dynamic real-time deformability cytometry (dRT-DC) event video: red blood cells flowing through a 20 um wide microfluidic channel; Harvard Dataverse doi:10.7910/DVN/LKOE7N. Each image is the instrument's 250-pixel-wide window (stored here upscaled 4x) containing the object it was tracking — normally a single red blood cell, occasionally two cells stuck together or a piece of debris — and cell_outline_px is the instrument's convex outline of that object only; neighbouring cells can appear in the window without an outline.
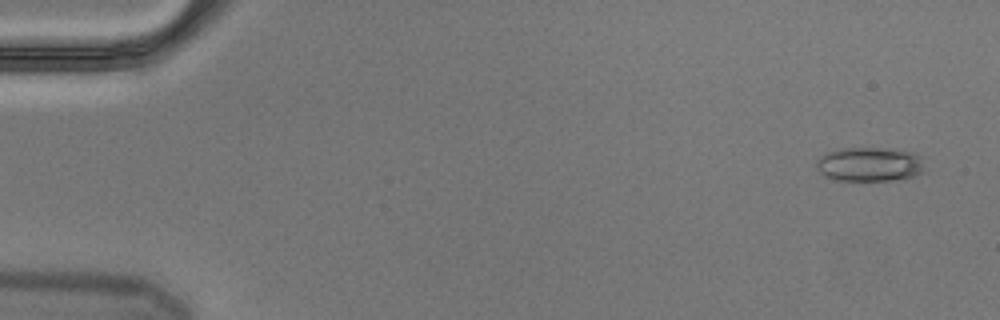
{"species": "Egyptian fruit bat (a non-hibernating species)", "species_latin": "Rousettus aegyptiacus", "temperature_condition": "cold", "stored_images_in_passage": 5, "camera_frame_rate_fps": 3000, "um_per_image_px": 0.085, "animal": {"sex": "male"}, "frame": {"image": 1, "passage_image": 1, "time_ms": 0.0, "image_size_px": [1000, 320], "cell_outline_px": [[928, 156], [924, 172], [912, 176], [888, 180], [836, 180], [824, 176], [816, 168], [816, 160], [820, 156], [828, 152], [840, 148], [880, 148], [916, 152]], "centroid_in_image_um": [74.0, 13.95], "position_along_channel_um": 11.0, "area_um2": 22.08}}